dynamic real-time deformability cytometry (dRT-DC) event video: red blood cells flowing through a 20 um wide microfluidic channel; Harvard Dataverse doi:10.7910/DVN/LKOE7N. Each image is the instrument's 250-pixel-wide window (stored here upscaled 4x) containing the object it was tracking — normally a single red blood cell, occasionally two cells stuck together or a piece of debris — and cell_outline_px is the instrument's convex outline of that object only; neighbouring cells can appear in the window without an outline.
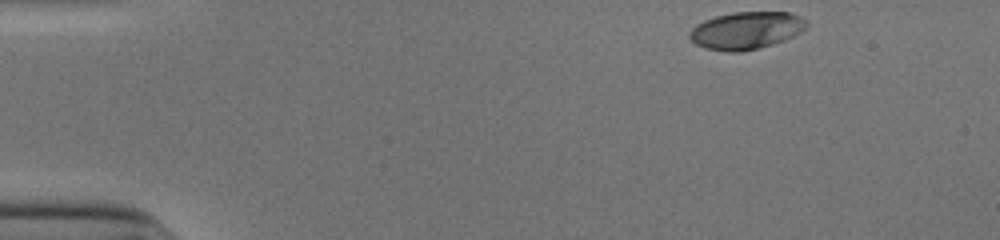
{"species": "human", "species_latin": "Homo sapiens", "temperature_condition": "cold", "stored_images_in_passage": 38, "camera_frame_rate_fps": 3000, "um_per_image_px": 0.085, "donor": {"sex": "male"}, "frame": {"image": 1, "passage_image": 1, "time_ms": 0.0, "image_size_px": [1000, 240], "cell_outline_px": [[808, 28], [784, 40], [772, 44], [740, 52], [724, 52], [704, 48], [696, 44], [688, 36], [688, 32], [696, 24], [704, 20], [716, 16], [732, 12], [788, 12], [800, 16], [808, 24]], "centroid_in_image_um": [63.4, 2.59], "position_along_channel_um": 21.6, "area_um2": 25.55}}
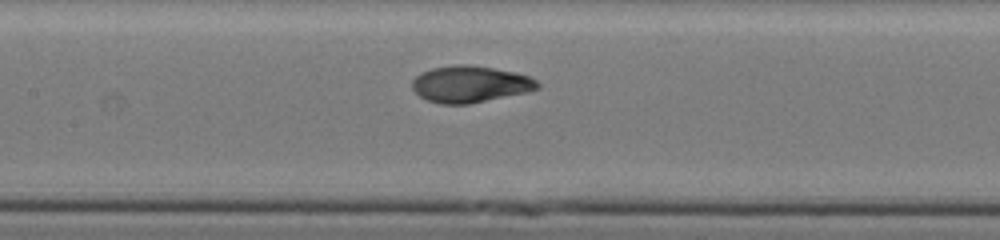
{"frame": {"image": 2, "passage_image": 20, "time_ms": 6.333, "image_size_px": [1000, 240], "cell_outline_px": [[540, 88], [524, 92], [468, 104], [440, 104], [428, 100], [420, 96], [412, 88], [412, 80], [420, 72], [432, 68], [452, 64], [468, 64], [516, 72], [528, 76], [536, 80], [540, 84]], "centroid_in_image_um": [39.93, 7.14], "position_along_channel_um": 167.5, "area_um2": 26.65}}
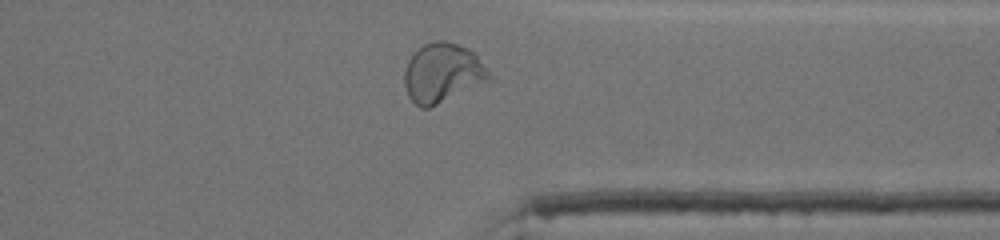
{"frame": {"image": 3, "passage_image": 36, "time_ms": 11.667, "image_size_px": [1000, 240], "cell_outline_px": [[492, 80], [428, 108], [420, 108], [408, 96], [404, 84], [404, 72], [408, 60], [424, 44], [432, 40], [444, 40], [468, 48], [476, 52], [492, 76]], "centroid_in_image_um": [37.64, 6.19], "position_along_channel_um": 373.8, "area_um2": 29.42}, "authors_computed_cell_mechanics": {"area_um2": 26.299, "velocity_mm_per_s": 3.9026, "shape_relaxation_time_tau1_ms": 4.0748, "shape_relaxation_time_tau2_ms": 0.9027, "deformation_change_tau1": 0.2255, "deformation_change_tau2": 0.0526}}